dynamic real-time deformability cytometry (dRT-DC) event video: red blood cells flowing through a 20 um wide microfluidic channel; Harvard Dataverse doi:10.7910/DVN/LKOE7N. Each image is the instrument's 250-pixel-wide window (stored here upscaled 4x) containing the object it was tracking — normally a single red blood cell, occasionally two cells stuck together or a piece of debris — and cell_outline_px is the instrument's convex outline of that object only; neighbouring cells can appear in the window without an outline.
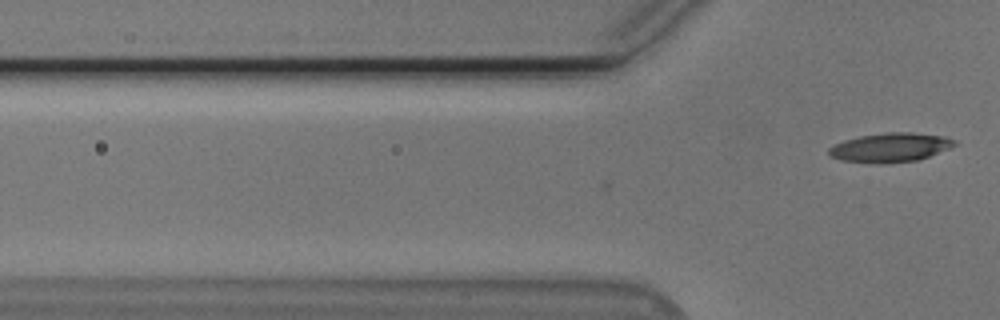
{"species": "Egyptian fruit bat (a non-hibernating species)", "species_latin": "Rousettus aegyptiacus", "temperature_condition": "cold", "stored_images_in_passage": 2, "camera_frame_rate_fps": 3000, "um_per_image_px": 0.085, "animal": {"sex": "male"}, "frame": {"image": 1, "passage_image": 2, "time_ms": 0.333, "image_size_px": [1000, 320], "cell_outline_px": [[956, 144], [948, 148], [928, 156], [916, 160], [884, 164], [880, 164], [840, 160], [828, 156], [828, 148], [844, 140], [860, 136], [888, 132], [912, 132], [944, 136], [956, 140]], "centroid_in_image_um": [75.63, 12.54], "position_along_channel_um": 50.2, "area_um2": 21.27}}